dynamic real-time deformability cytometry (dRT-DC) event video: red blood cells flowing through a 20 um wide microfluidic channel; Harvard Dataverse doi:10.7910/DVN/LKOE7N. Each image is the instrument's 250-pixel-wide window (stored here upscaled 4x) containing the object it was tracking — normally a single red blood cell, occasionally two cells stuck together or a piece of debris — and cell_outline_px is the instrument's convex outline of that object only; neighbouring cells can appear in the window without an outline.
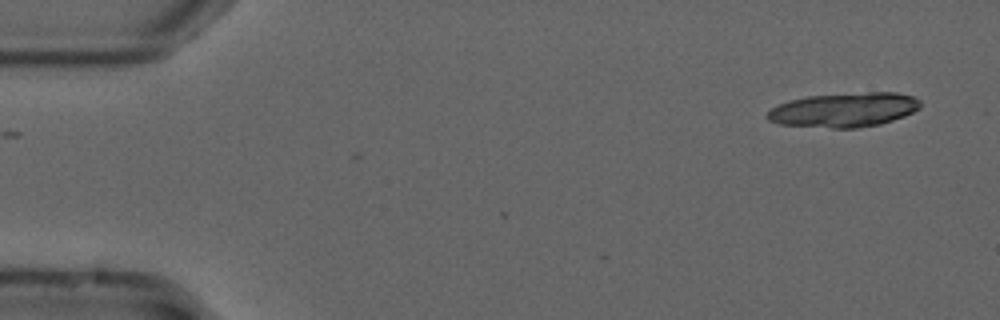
{"species": "common noctule bat (a hibernating species)", "species_latin": "Nyctalus noctula", "temperature_condition": "cold", "stored_images_in_passage": 16, "camera_frame_rate_fps": 3000, "um_per_image_px": 0.085, "animal": {"sex": "male", "forearm_length_mm": 52.5}, "frame": {"image": 1, "passage_image": 1, "time_ms": 0.0, "image_size_px": [1000, 320], "cell_outline_px": [[920, 108], [904, 116], [880, 124], [856, 128], [832, 128], [780, 124], [768, 120], [764, 116], [772, 108], [788, 100], [808, 96], [868, 92], [896, 92], [912, 96], [920, 100]], "centroid_in_image_um": [71.74, 9.34], "position_along_channel_um": 13.3, "area_um2": 30.58}}